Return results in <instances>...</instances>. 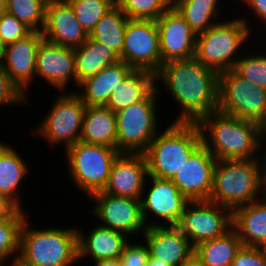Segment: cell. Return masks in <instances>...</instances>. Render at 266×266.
Segmentation results:
<instances>
[{"label":"cell","instance_id":"6da1fadb","mask_svg":"<svg viewBox=\"0 0 266 266\" xmlns=\"http://www.w3.org/2000/svg\"><path fill=\"white\" fill-rule=\"evenodd\" d=\"M218 75L195 57L162 64L155 80H162L164 88L182 109L174 122L198 123L217 111Z\"/></svg>","mask_w":266,"mask_h":266},{"label":"cell","instance_id":"7a4b0ae2","mask_svg":"<svg viewBox=\"0 0 266 266\" xmlns=\"http://www.w3.org/2000/svg\"><path fill=\"white\" fill-rule=\"evenodd\" d=\"M197 124L203 144L216 160L258 159L260 155L257 151L262 142L266 143L263 140L266 138L265 129L261 125L218 110L203 117Z\"/></svg>","mask_w":266,"mask_h":266},{"label":"cell","instance_id":"3957f363","mask_svg":"<svg viewBox=\"0 0 266 266\" xmlns=\"http://www.w3.org/2000/svg\"><path fill=\"white\" fill-rule=\"evenodd\" d=\"M24 220L16 263L20 266H70L78 259L77 228L30 229Z\"/></svg>","mask_w":266,"mask_h":266},{"label":"cell","instance_id":"277c9868","mask_svg":"<svg viewBox=\"0 0 266 266\" xmlns=\"http://www.w3.org/2000/svg\"><path fill=\"white\" fill-rule=\"evenodd\" d=\"M261 165L260 158L217 160L208 201L233 212L238 207L262 199L265 193Z\"/></svg>","mask_w":266,"mask_h":266},{"label":"cell","instance_id":"5b68a950","mask_svg":"<svg viewBox=\"0 0 266 266\" xmlns=\"http://www.w3.org/2000/svg\"><path fill=\"white\" fill-rule=\"evenodd\" d=\"M202 144L197 123L172 122L161 135L157 133L143 153L148 175L172 179Z\"/></svg>","mask_w":266,"mask_h":266},{"label":"cell","instance_id":"8992f818","mask_svg":"<svg viewBox=\"0 0 266 266\" xmlns=\"http://www.w3.org/2000/svg\"><path fill=\"white\" fill-rule=\"evenodd\" d=\"M250 29L242 16L213 24L197 35L195 58L218 74L233 69L240 59L235 55L249 39Z\"/></svg>","mask_w":266,"mask_h":266},{"label":"cell","instance_id":"52a82bcc","mask_svg":"<svg viewBox=\"0 0 266 266\" xmlns=\"http://www.w3.org/2000/svg\"><path fill=\"white\" fill-rule=\"evenodd\" d=\"M69 175L78 189L90 197L103 191L114 160L120 154L115 149L100 144L76 142L65 150Z\"/></svg>","mask_w":266,"mask_h":266},{"label":"cell","instance_id":"ba28073f","mask_svg":"<svg viewBox=\"0 0 266 266\" xmlns=\"http://www.w3.org/2000/svg\"><path fill=\"white\" fill-rule=\"evenodd\" d=\"M221 113L266 127V89L241 77L234 69L218 75V105Z\"/></svg>","mask_w":266,"mask_h":266},{"label":"cell","instance_id":"9c48e42d","mask_svg":"<svg viewBox=\"0 0 266 266\" xmlns=\"http://www.w3.org/2000/svg\"><path fill=\"white\" fill-rule=\"evenodd\" d=\"M156 88L142 101L116 113L117 150L120 153L143 154L157 135L158 111Z\"/></svg>","mask_w":266,"mask_h":266},{"label":"cell","instance_id":"30bf717a","mask_svg":"<svg viewBox=\"0 0 266 266\" xmlns=\"http://www.w3.org/2000/svg\"><path fill=\"white\" fill-rule=\"evenodd\" d=\"M60 94L44 120L33 132L44 137L51 146L64 143L66 150L80 141L86 105L75 92L63 91Z\"/></svg>","mask_w":266,"mask_h":266},{"label":"cell","instance_id":"8fae6325","mask_svg":"<svg viewBox=\"0 0 266 266\" xmlns=\"http://www.w3.org/2000/svg\"><path fill=\"white\" fill-rule=\"evenodd\" d=\"M120 60L133 69L158 72L162 61L156 20H128Z\"/></svg>","mask_w":266,"mask_h":266},{"label":"cell","instance_id":"7c38bea8","mask_svg":"<svg viewBox=\"0 0 266 266\" xmlns=\"http://www.w3.org/2000/svg\"><path fill=\"white\" fill-rule=\"evenodd\" d=\"M178 227L195 247L229 231L233 227L232 211L210 201H190Z\"/></svg>","mask_w":266,"mask_h":266},{"label":"cell","instance_id":"4fadbf2b","mask_svg":"<svg viewBox=\"0 0 266 266\" xmlns=\"http://www.w3.org/2000/svg\"><path fill=\"white\" fill-rule=\"evenodd\" d=\"M90 197L96 202L91 214L103 222L99 225L124 233L129 238L139 231L142 234L146 231L139 199L113 196L102 191Z\"/></svg>","mask_w":266,"mask_h":266},{"label":"cell","instance_id":"5bb4252c","mask_svg":"<svg viewBox=\"0 0 266 266\" xmlns=\"http://www.w3.org/2000/svg\"><path fill=\"white\" fill-rule=\"evenodd\" d=\"M147 178L152 182L151 187L147 190L146 198L143 195L140 199L145 225L147 228L163 226L166 222L164 226H178L184 209L190 201L179 191L171 179H161L150 175ZM148 212L149 215L151 213L155 218L158 217L157 219H162L164 222H149L147 220Z\"/></svg>","mask_w":266,"mask_h":266},{"label":"cell","instance_id":"9a60e30c","mask_svg":"<svg viewBox=\"0 0 266 266\" xmlns=\"http://www.w3.org/2000/svg\"><path fill=\"white\" fill-rule=\"evenodd\" d=\"M156 23L162 64L195 57L197 34L173 5Z\"/></svg>","mask_w":266,"mask_h":266},{"label":"cell","instance_id":"2e32d148","mask_svg":"<svg viewBox=\"0 0 266 266\" xmlns=\"http://www.w3.org/2000/svg\"><path fill=\"white\" fill-rule=\"evenodd\" d=\"M216 158L202 144L171 179L189 201H208Z\"/></svg>","mask_w":266,"mask_h":266},{"label":"cell","instance_id":"e0dca14e","mask_svg":"<svg viewBox=\"0 0 266 266\" xmlns=\"http://www.w3.org/2000/svg\"><path fill=\"white\" fill-rule=\"evenodd\" d=\"M43 33L32 31L25 38L5 46L0 62L11 81L26 96V90L36 76V54Z\"/></svg>","mask_w":266,"mask_h":266},{"label":"cell","instance_id":"ac0fdd59","mask_svg":"<svg viewBox=\"0 0 266 266\" xmlns=\"http://www.w3.org/2000/svg\"><path fill=\"white\" fill-rule=\"evenodd\" d=\"M147 177L144 154L120 153L112 164L108 182L102 192L140 200L145 193Z\"/></svg>","mask_w":266,"mask_h":266},{"label":"cell","instance_id":"d6986e66","mask_svg":"<svg viewBox=\"0 0 266 266\" xmlns=\"http://www.w3.org/2000/svg\"><path fill=\"white\" fill-rule=\"evenodd\" d=\"M42 33L45 41L71 48L81 46L89 37L67 0H48Z\"/></svg>","mask_w":266,"mask_h":266},{"label":"cell","instance_id":"ffe728a7","mask_svg":"<svg viewBox=\"0 0 266 266\" xmlns=\"http://www.w3.org/2000/svg\"><path fill=\"white\" fill-rule=\"evenodd\" d=\"M36 75L61 92L66 91L71 80L77 85L74 48L43 39L36 54Z\"/></svg>","mask_w":266,"mask_h":266},{"label":"cell","instance_id":"44dd1931","mask_svg":"<svg viewBox=\"0 0 266 266\" xmlns=\"http://www.w3.org/2000/svg\"><path fill=\"white\" fill-rule=\"evenodd\" d=\"M150 257L179 266L194 253V247L178 226H152L143 233Z\"/></svg>","mask_w":266,"mask_h":266},{"label":"cell","instance_id":"7402d4cb","mask_svg":"<svg viewBox=\"0 0 266 266\" xmlns=\"http://www.w3.org/2000/svg\"><path fill=\"white\" fill-rule=\"evenodd\" d=\"M77 232L78 259L80 260L88 256L92 257L93 262L108 258H119L124 246L129 241V237L124 233L99 224L87 232L88 234L80 230H77Z\"/></svg>","mask_w":266,"mask_h":266},{"label":"cell","instance_id":"603a6c76","mask_svg":"<svg viewBox=\"0 0 266 266\" xmlns=\"http://www.w3.org/2000/svg\"><path fill=\"white\" fill-rule=\"evenodd\" d=\"M133 70L123 61L103 68L98 74L82 81L77 92L86 106H105L112 91Z\"/></svg>","mask_w":266,"mask_h":266},{"label":"cell","instance_id":"cb8c5ba5","mask_svg":"<svg viewBox=\"0 0 266 266\" xmlns=\"http://www.w3.org/2000/svg\"><path fill=\"white\" fill-rule=\"evenodd\" d=\"M232 222L242 245L263 247L266 244V195L236 208L232 212Z\"/></svg>","mask_w":266,"mask_h":266},{"label":"cell","instance_id":"d4e9b609","mask_svg":"<svg viewBox=\"0 0 266 266\" xmlns=\"http://www.w3.org/2000/svg\"><path fill=\"white\" fill-rule=\"evenodd\" d=\"M80 141L117 149L116 113L106 106H86Z\"/></svg>","mask_w":266,"mask_h":266},{"label":"cell","instance_id":"484cf974","mask_svg":"<svg viewBox=\"0 0 266 266\" xmlns=\"http://www.w3.org/2000/svg\"><path fill=\"white\" fill-rule=\"evenodd\" d=\"M155 74L148 70L133 69L115 87L105 105L114 113L145 99L155 88Z\"/></svg>","mask_w":266,"mask_h":266},{"label":"cell","instance_id":"4316f807","mask_svg":"<svg viewBox=\"0 0 266 266\" xmlns=\"http://www.w3.org/2000/svg\"><path fill=\"white\" fill-rule=\"evenodd\" d=\"M18 153L11 145L3 143L0 146V198L23 209L18 188L27 176L29 167Z\"/></svg>","mask_w":266,"mask_h":266},{"label":"cell","instance_id":"83f0119b","mask_svg":"<svg viewBox=\"0 0 266 266\" xmlns=\"http://www.w3.org/2000/svg\"><path fill=\"white\" fill-rule=\"evenodd\" d=\"M74 53L77 88L82 81L95 76L103 68L120 61V56L111 48L90 37L81 46L74 48Z\"/></svg>","mask_w":266,"mask_h":266},{"label":"cell","instance_id":"f1b7e54d","mask_svg":"<svg viewBox=\"0 0 266 266\" xmlns=\"http://www.w3.org/2000/svg\"><path fill=\"white\" fill-rule=\"evenodd\" d=\"M242 242L232 227L224 235L194 247V253L203 266H231Z\"/></svg>","mask_w":266,"mask_h":266},{"label":"cell","instance_id":"f546056e","mask_svg":"<svg viewBox=\"0 0 266 266\" xmlns=\"http://www.w3.org/2000/svg\"><path fill=\"white\" fill-rule=\"evenodd\" d=\"M129 18L114 5L96 24L89 37L111 48L119 56L122 55L124 32Z\"/></svg>","mask_w":266,"mask_h":266},{"label":"cell","instance_id":"4dcf8cb0","mask_svg":"<svg viewBox=\"0 0 266 266\" xmlns=\"http://www.w3.org/2000/svg\"><path fill=\"white\" fill-rule=\"evenodd\" d=\"M218 1L219 0H176L172 5L198 35L218 22L214 21L220 13Z\"/></svg>","mask_w":266,"mask_h":266},{"label":"cell","instance_id":"1f68e13d","mask_svg":"<svg viewBox=\"0 0 266 266\" xmlns=\"http://www.w3.org/2000/svg\"><path fill=\"white\" fill-rule=\"evenodd\" d=\"M48 0H7V13L15 16L32 31L42 32Z\"/></svg>","mask_w":266,"mask_h":266},{"label":"cell","instance_id":"d6a6232c","mask_svg":"<svg viewBox=\"0 0 266 266\" xmlns=\"http://www.w3.org/2000/svg\"><path fill=\"white\" fill-rule=\"evenodd\" d=\"M23 209H17L5 222L0 224V266L9 259L16 263L19 252V237L22 224L28 219Z\"/></svg>","mask_w":266,"mask_h":266},{"label":"cell","instance_id":"836d02e7","mask_svg":"<svg viewBox=\"0 0 266 266\" xmlns=\"http://www.w3.org/2000/svg\"><path fill=\"white\" fill-rule=\"evenodd\" d=\"M74 10L76 19L88 35L96 24L114 6L110 0H67Z\"/></svg>","mask_w":266,"mask_h":266},{"label":"cell","instance_id":"e575fe53","mask_svg":"<svg viewBox=\"0 0 266 266\" xmlns=\"http://www.w3.org/2000/svg\"><path fill=\"white\" fill-rule=\"evenodd\" d=\"M117 6L129 19L157 20L172 4L169 0H121Z\"/></svg>","mask_w":266,"mask_h":266},{"label":"cell","instance_id":"d590c367","mask_svg":"<svg viewBox=\"0 0 266 266\" xmlns=\"http://www.w3.org/2000/svg\"><path fill=\"white\" fill-rule=\"evenodd\" d=\"M262 53L242 56L233 69L249 82L266 89V54Z\"/></svg>","mask_w":266,"mask_h":266},{"label":"cell","instance_id":"8d00e7d4","mask_svg":"<svg viewBox=\"0 0 266 266\" xmlns=\"http://www.w3.org/2000/svg\"><path fill=\"white\" fill-rule=\"evenodd\" d=\"M31 32L29 27L9 13L0 17V41L3 47L25 38Z\"/></svg>","mask_w":266,"mask_h":266},{"label":"cell","instance_id":"74e56055","mask_svg":"<svg viewBox=\"0 0 266 266\" xmlns=\"http://www.w3.org/2000/svg\"><path fill=\"white\" fill-rule=\"evenodd\" d=\"M25 96L19 88L11 81L0 62V107L5 105L25 104Z\"/></svg>","mask_w":266,"mask_h":266},{"label":"cell","instance_id":"f35d334b","mask_svg":"<svg viewBox=\"0 0 266 266\" xmlns=\"http://www.w3.org/2000/svg\"><path fill=\"white\" fill-rule=\"evenodd\" d=\"M129 240L119 256L121 266H147L150 257L146 244L130 243Z\"/></svg>","mask_w":266,"mask_h":266},{"label":"cell","instance_id":"ab89813d","mask_svg":"<svg viewBox=\"0 0 266 266\" xmlns=\"http://www.w3.org/2000/svg\"><path fill=\"white\" fill-rule=\"evenodd\" d=\"M231 266H266V257L261 248L242 245Z\"/></svg>","mask_w":266,"mask_h":266},{"label":"cell","instance_id":"60d3db41","mask_svg":"<svg viewBox=\"0 0 266 266\" xmlns=\"http://www.w3.org/2000/svg\"><path fill=\"white\" fill-rule=\"evenodd\" d=\"M243 1V0H242ZM244 2L251 8V12H254L256 17H259L263 23L266 24V0H244Z\"/></svg>","mask_w":266,"mask_h":266},{"label":"cell","instance_id":"b9f144b4","mask_svg":"<svg viewBox=\"0 0 266 266\" xmlns=\"http://www.w3.org/2000/svg\"><path fill=\"white\" fill-rule=\"evenodd\" d=\"M17 209L10 201L0 198V224L5 222Z\"/></svg>","mask_w":266,"mask_h":266},{"label":"cell","instance_id":"7bdbcfd3","mask_svg":"<svg viewBox=\"0 0 266 266\" xmlns=\"http://www.w3.org/2000/svg\"><path fill=\"white\" fill-rule=\"evenodd\" d=\"M179 266H203L199 257L193 253L185 259Z\"/></svg>","mask_w":266,"mask_h":266},{"label":"cell","instance_id":"ee69618b","mask_svg":"<svg viewBox=\"0 0 266 266\" xmlns=\"http://www.w3.org/2000/svg\"><path fill=\"white\" fill-rule=\"evenodd\" d=\"M94 266H121L119 258H108L94 262Z\"/></svg>","mask_w":266,"mask_h":266},{"label":"cell","instance_id":"f6af8a7d","mask_svg":"<svg viewBox=\"0 0 266 266\" xmlns=\"http://www.w3.org/2000/svg\"><path fill=\"white\" fill-rule=\"evenodd\" d=\"M262 153H263V157H262L261 163H262V175H263V188H264V193L266 195V151Z\"/></svg>","mask_w":266,"mask_h":266},{"label":"cell","instance_id":"bcb514c9","mask_svg":"<svg viewBox=\"0 0 266 266\" xmlns=\"http://www.w3.org/2000/svg\"><path fill=\"white\" fill-rule=\"evenodd\" d=\"M147 266H170L156 258L149 257Z\"/></svg>","mask_w":266,"mask_h":266},{"label":"cell","instance_id":"7dc6e473","mask_svg":"<svg viewBox=\"0 0 266 266\" xmlns=\"http://www.w3.org/2000/svg\"><path fill=\"white\" fill-rule=\"evenodd\" d=\"M7 13V0H0V17Z\"/></svg>","mask_w":266,"mask_h":266},{"label":"cell","instance_id":"c3c4849f","mask_svg":"<svg viewBox=\"0 0 266 266\" xmlns=\"http://www.w3.org/2000/svg\"><path fill=\"white\" fill-rule=\"evenodd\" d=\"M114 5H117L121 0H110Z\"/></svg>","mask_w":266,"mask_h":266},{"label":"cell","instance_id":"681fc988","mask_svg":"<svg viewBox=\"0 0 266 266\" xmlns=\"http://www.w3.org/2000/svg\"><path fill=\"white\" fill-rule=\"evenodd\" d=\"M261 249H262V251L264 252L265 257H266V244H265L263 247H261Z\"/></svg>","mask_w":266,"mask_h":266},{"label":"cell","instance_id":"f907efd6","mask_svg":"<svg viewBox=\"0 0 266 266\" xmlns=\"http://www.w3.org/2000/svg\"><path fill=\"white\" fill-rule=\"evenodd\" d=\"M3 48L4 47L2 46L1 41H0V58H1V53H2Z\"/></svg>","mask_w":266,"mask_h":266},{"label":"cell","instance_id":"816d5d0a","mask_svg":"<svg viewBox=\"0 0 266 266\" xmlns=\"http://www.w3.org/2000/svg\"><path fill=\"white\" fill-rule=\"evenodd\" d=\"M9 266H20V265H18L17 263H13V262H12V264L10 263Z\"/></svg>","mask_w":266,"mask_h":266},{"label":"cell","instance_id":"f5cc1de1","mask_svg":"<svg viewBox=\"0 0 266 266\" xmlns=\"http://www.w3.org/2000/svg\"><path fill=\"white\" fill-rule=\"evenodd\" d=\"M171 2V4H173L176 0H169Z\"/></svg>","mask_w":266,"mask_h":266}]
</instances>
